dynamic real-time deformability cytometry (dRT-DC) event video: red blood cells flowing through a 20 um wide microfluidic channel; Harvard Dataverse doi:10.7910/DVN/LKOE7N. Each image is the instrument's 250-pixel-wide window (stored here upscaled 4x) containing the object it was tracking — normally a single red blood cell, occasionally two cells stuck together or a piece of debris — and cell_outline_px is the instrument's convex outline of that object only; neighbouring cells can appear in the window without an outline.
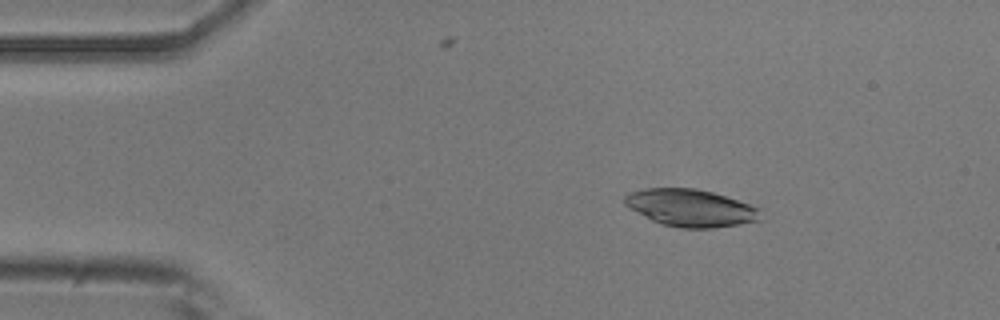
{"species": "common noctule bat (a hibernating species)", "species_latin": "Nyctalus noctula", "temperature_condition": "room temperature", "stored_images_in_passage": 25, "camera_frame_rate_fps": 3000, "um_per_image_px": 0.085, "animal": {"sex": "male", "body_mass_g": 20.5, "forearm_length_mm": 52.5}, "frame": {"image": 1, "passage_image": 8, "time_ms": 2.333, "image_size_px": [1000, 320], "cell_outline_px": [[760, 220], [740, 224], [712, 228], [680, 228], [664, 224], [652, 220], [624, 204], [624, 196], [632, 192], [644, 188], [696, 188], [712, 192], [760, 208]], "centroid_in_image_um": [58.71, 17.67], "position_along_channel_um": 26.3, "area_um2": 29.13}}
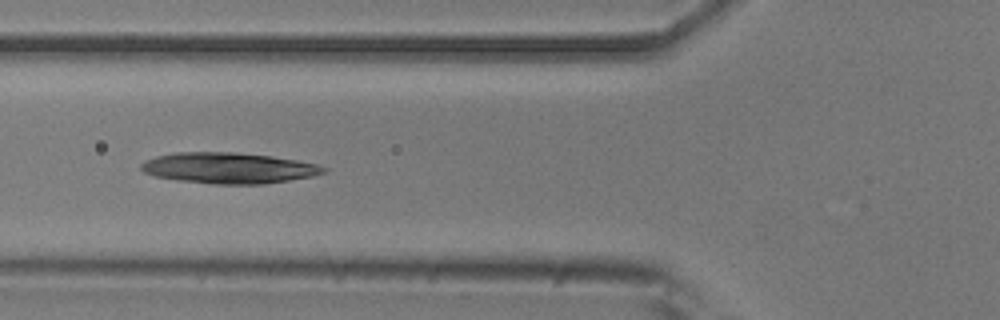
{"frame": {"image": 2, "passage_image": 19, "time_ms": 6.0, "image_size_px": [1000, 320], "cell_outline_px": [[328, 168], [324, 172], [312, 176], [264, 184], [212, 184], [180, 180], [156, 176], [144, 172], [140, 168], [140, 164], [144, 160], [156, 156], [176, 152], [236, 152], [272, 156], [296, 160], [316, 164]], "centroid_in_image_um": [19.41, 14.27], "position_along_channel_um": 106.4, "area_um2": 32.71}}
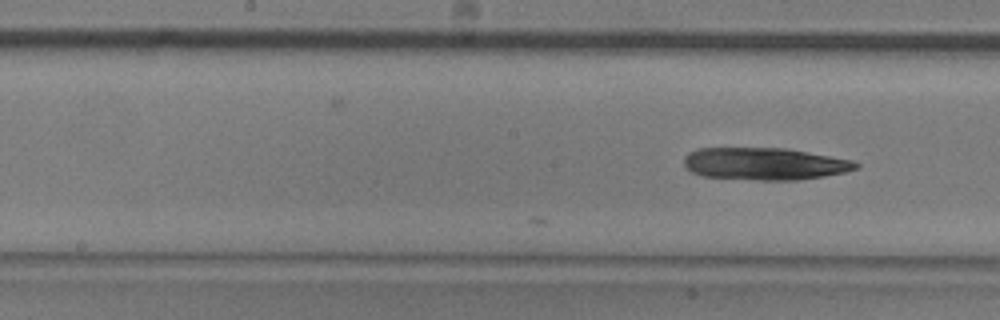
{"frame": {"image": 3, "passage_image": 25, "time_ms": 8.0, "image_size_px": [1000, 320], "cell_outline_px": [[860, 168], [844, 172], [824, 176], [796, 180], [756, 180], [700, 176], [692, 172], [684, 164], [684, 156], [688, 152], [700, 148], [784, 148], [852, 160], [860, 164]], "centroid_in_image_um": [64.98, 13.93], "position_along_channel_um": 183.2, "area_um2": 32.31}}